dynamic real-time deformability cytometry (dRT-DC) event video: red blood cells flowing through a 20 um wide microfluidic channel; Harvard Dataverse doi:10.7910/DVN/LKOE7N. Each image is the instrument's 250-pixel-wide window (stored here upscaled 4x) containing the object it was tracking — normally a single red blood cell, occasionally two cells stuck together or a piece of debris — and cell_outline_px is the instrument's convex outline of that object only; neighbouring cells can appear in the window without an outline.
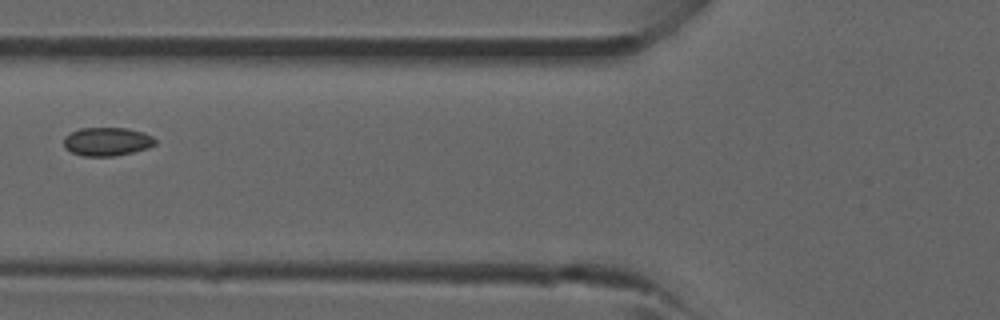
{"species": "common noctule bat (a hibernating species)", "species_latin": "Nyctalus noctula", "temperature_condition": "room temperature", "stored_images_in_passage": 5, "camera_frame_rate_fps": 3000, "um_per_image_px": 0.085, "animal": {"sex": "male", "forearm_length_mm": 52.5}, "frame": {"image": 1, "passage_image": 5, "time_ms": 5.333, "image_size_px": [1000, 320], "cell_outline_px": [[156, 144], [148, 148], [116, 156], [84, 156], [72, 152], [64, 148], [64, 136], [80, 128], [128, 128], [144, 132], [152, 136], [156, 140]], "centroid_in_image_um": [9.11, 12.03], "position_along_channel_um": 116.7, "area_um2": 15.26}}